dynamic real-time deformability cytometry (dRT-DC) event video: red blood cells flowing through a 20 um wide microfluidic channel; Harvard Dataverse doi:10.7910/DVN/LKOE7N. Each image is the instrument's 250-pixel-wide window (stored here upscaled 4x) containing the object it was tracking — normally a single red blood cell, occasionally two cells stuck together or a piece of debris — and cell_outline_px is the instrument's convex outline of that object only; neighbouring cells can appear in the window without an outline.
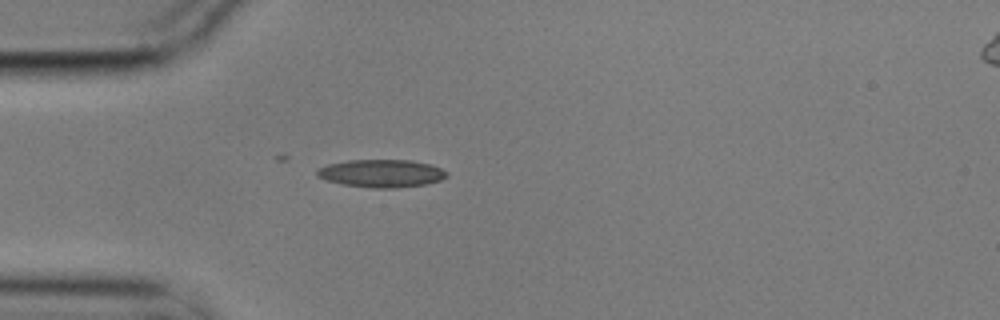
{"species": "common noctule bat (a hibernating species)", "species_latin": "Nyctalus noctula", "temperature_condition": "cold", "stored_images_in_passage": 4, "camera_frame_rate_fps": 3000, "um_per_image_px": 0.085, "animal": {"sex": "male", "body_mass_g": 17.9}, "frame": {"image": 1, "passage_image": 3, "time_ms": 0.667, "image_size_px": [1000, 320], "cell_outline_px": [[448, 176], [440, 180], [424, 184], [396, 188], [372, 188], [344, 184], [328, 180], [316, 176], [316, 168], [328, 164], [348, 160], [412, 160], [428, 164], [440, 168], [448, 172]], "centroid_in_image_um": [32.41, 14.73], "position_along_channel_um": 52.6, "area_um2": 20.92}}